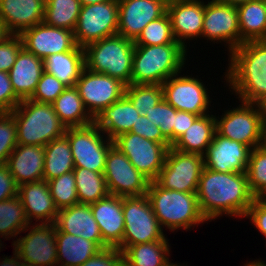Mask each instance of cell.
<instances>
[{
  "mask_svg": "<svg viewBox=\"0 0 266 266\" xmlns=\"http://www.w3.org/2000/svg\"><path fill=\"white\" fill-rule=\"evenodd\" d=\"M44 151L43 180L49 181L74 170L72 151L65 134L45 145Z\"/></svg>",
  "mask_w": 266,
  "mask_h": 266,
  "instance_id": "e575fe53",
  "label": "cell"
},
{
  "mask_svg": "<svg viewBox=\"0 0 266 266\" xmlns=\"http://www.w3.org/2000/svg\"><path fill=\"white\" fill-rule=\"evenodd\" d=\"M118 0L81 7L74 37L78 46L117 34Z\"/></svg>",
  "mask_w": 266,
  "mask_h": 266,
  "instance_id": "9a60e30c",
  "label": "cell"
},
{
  "mask_svg": "<svg viewBox=\"0 0 266 266\" xmlns=\"http://www.w3.org/2000/svg\"><path fill=\"white\" fill-rule=\"evenodd\" d=\"M10 113L16 121L18 144L44 147L63 136L67 128L51 103L24 99Z\"/></svg>",
  "mask_w": 266,
  "mask_h": 266,
  "instance_id": "5b68a950",
  "label": "cell"
},
{
  "mask_svg": "<svg viewBox=\"0 0 266 266\" xmlns=\"http://www.w3.org/2000/svg\"><path fill=\"white\" fill-rule=\"evenodd\" d=\"M10 34L7 32L4 24L2 23V21L0 20V43L6 38L8 37Z\"/></svg>",
  "mask_w": 266,
  "mask_h": 266,
  "instance_id": "6f0895ef",
  "label": "cell"
},
{
  "mask_svg": "<svg viewBox=\"0 0 266 266\" xmlns=\"http://www.w3.org/2000/svg\"><path fill=\"white\" fill-rule=\"evenodd\" d=\"M177 110L162 99L145 116L161 130L163 136L173 144V126H175V115Z\"/></svg>",
  "mask_w": 266,
  "mask_h": 266,
  "instance_id": "7bdbcfd3",
  "label": "cell"
},
{
  "mask_svg": "<svg viewBox=\"0 0 266 266\" xmlns=\"http://www.w3.org/2000/svg\"><path fill=\"white\" fill-rule=\"evenodd\" d=\"M238 101V106L224 109L221 116L215 114L216 133L254 149L261 146L266 126L263 109L260 104Z\"/></svg>",
  "mask_w": 266,
  "mask_h": 266,
  "instance_id": "52a82bcc",
  "label": "cell"
},
{
  "mask_svg": "<svg viewBox=\"0 0 266 266\" xmlns=\"http://www.w3.org/2000/svg\"><path fill=\"white\" fill-rule=\"evenodd\" d=\"M81 2L82 6L89 5V4H97V3H103L108 2L112 0H79Z\"/></svg>",
  "mask_w": 266,
  "mask_h": 266,
  "instance_id": "680465c9",
  "label": "cell"
},
{
  "mask_svg": "<svg viewBox=\"0 0 266 266\" xmlns=\"http://www.w3.org/2000/svg\"><path fill=\"white\" fill-rule=\"evenodd\" d=\"M80 266H124L123 253L118 248L107 247Z\"/></svg>",
  "mask_w": 266,
  "mask_h": 266,
  "instance_id": "7dc6e473",
  "label": "cell"
},
{
  "mask_svg": "<svg viewBox=\"0 0 266 266\" xmlns=\"http://www.w3.org/2000/svg\"><path fill=\"white\" fill-rule=\"evenodd\" d=\"M44 157L42 146L17 144L6 161L17 186L43 180Z\"/></svg>",
  "mask_w": 266,
  "mask_h": 266,
  "instance_id": "484cf974",
  "label": "cell"
},
{
  "mask_svg": "<svg viewBox=\"0 0 266 266\" xmlns=\"http://www.w3.org/2000/svg\"><path fill=\"white\" fill-rule=\"evenodd\" d=\"M75 87L86 110L95 118L125 94L126 85L116 78L84 68Z\"/></svg>",
  "mask_w": 266,
  "mask_h": 266,
  "instance_id": "e0dca14e",
  "label": "cell"
},
{
  "mask_svg": "<svg viewBox=\"0 0 266 266\" xmlns=\"http://www.w3.org/2000/svg\"><path fill=\"white\" fill-rule=\"evenodd\" d=\"M17 144V126L13 115L0 112V165L6 164Z\"/></svg>",
  "mask_w": 266,
  "mask_h": 266,
  "instance_id": "ee69618b",
  "label": "cell"
},
{
  "mask_svg": "<svg viewBox=\"0 0 266 266\" xmlns=\"http://www.w3.org/2000/svg\"><path fill=\"white\" fill-rule=\"evenodd\" d=\"M0 266H29L27 263L22 261L18 254L14 251L12 256L0 257Z\"/></svg>",
  "mask_w": 266,
  "mask_h": 266,
  "instance_id": "db71d44e",
  "label": "cell"
},
{
  "mask_svg": "<svg viewBox=\"0 0 266 266\" xmlns=\"http://www.w3.org/2000/svg\"><path fill=\"white\" fill-rule=\"evenodd\" d=\"M262 109H263V114L266 122V100L261 104Z\"/></svg>",
  "mask_w": 266,
  "mask_h": 266,
  "instance_id": "e7e4bbea",
  "label": "cell"
},
{
  "mask_svg": "<svg viewBox=\"0 0 266 266\" xmlns=\"http://www.w3.org/2000/svg\"><path fill=\"white\" fill-rule=\"evenodd\" d=\"M198 115L177 110L173 126V143L192 125Z\"/></svg>",
  "mask_w": 266,
  "mask_h": 266,
  "instance_id": "f5cc1de1",
  "label": "cell"
},
{
  "mask_svg": "<svg viewBox=\"0 0 266 266\" xmlns=\"http://www.w3.org/2000/svg\"><path fill=\"white\" fill-rule=\"evenodd\" d=\"M47 182L58 211L78 204V195L73 171Z\"/></svg>",
  "mask_w": 266,
  "mask_h": 266,
  "instance_id": "60d3db41",
  "label": "cell"
},
{
  "mask_svg": "<svg viewBox=\"0 0 266 266\" xmlns=\"http://www.w3.org/2000/svg\"><path fill=\"white\" fill-rule=\"evenodd\" d=\"M244 218L249 219L251 225L260 232V235L266 238V204L256 198Z\"/></svg>",
  "mask_w": 266,
  "mask_h": 266,
  "instance_id": "f907efd6",
  "label": "cell"
},
{
  "mask_svg": "<svg viewBox=\"0 0 266 266\" xmlns=\"http://www.w3.org/2000/svg\"><path fill=\"white\" fill-rule=\"evenodd\" d=\"M44 14L45 0H0V20L9 34L43 23Z\"/></svg>",
  "mask_w": 266,
  "mask_h": 266,
  "instance_id": "cb8c5ba5",
  "label": "cell"
},
{
  "mask_svg": "<svg viewBox=\"0 0 266 266\" xmlns=\"http://www.w3.org/2000/svg\"><path fill=\"white\" fill-rule=\"evenodd\" d=\"M178 43L172 32L171 20L167 12L156 20L148 23L134 45H163Z\"/></svg>",
  "mask_w": 266,
  "mask_h": 266,
  "instance_id": "f35d334b",
  "label": "cell"
},
{
  "mask_svg": "<svg viewBox=\"0 0 266 266\" xmlns=\"http://www.w3.org/2000/svg\"><path fill=\"white\" fill-rule=\"evenodd\" d=\"M261 147L266 150V126L263 130V134H262V142H261Z\"/></svg>",
  "mask_w": 266,
  "mask_h": 266,
  "instance_id": "91938a15",
  "label": "cell"
},
{
  "mask_svg": "<svg viewBox=\"0 0 266 266\" xmlns=\"http://www.w3.org/2000/svg\"><path fill=\"white\" fill-rule=\"evenodd\" d=\"M18 195V186L6 164L0 165V202Z\"/></svg>",
  "mask_w": 266,
  "mask_h": 266,
  "instance_id": "816d5d0a",
  "label": "cell"
},
{
  "mask_svg": "<svg viewBox=\"0 0 266 266\" xmlns=\"http://www.w3.org/2000/svg\"><path fill=\"white\" fill-rule=\"evenodd\" d=\"M52 105L60 121L66 127L86 126L94 122V118L86 110L76 87H66Z\"/></svg>",
  "mask_w": 266,
  "mask_h": 266,
  "instance_id": "836d02e7",
  "label": "cell"
},
{
  "mask_svg": "<svg viewBox=\"0 0 266 266\" xmlns=\"http://www.w3.org/2000/svg\"><path fill=\"white\" fill-rule=\"evenodd\" d=\"M251 148L215 133L203 155L204 167L215 172H247Z\"/></svg>",
  "mask_w": 266,
  "mask_h": 266,
  "instance_id": "ffe728a7",
  "label": "cell"
},
{
  "mask_svg": "<svg viewBox=\"0 0 266 266\" xmlns=\"http://www.w3.org/2000/svg\"><path fill=\"white\" fill-rule=\"evenodd\" d=\"M202 40L210 44L219 43L227 48V53L241 45V33L237 6L218 2L205 1Z\"/></svg>",
  "mask_w": 266,
  "mask_h": 266,
  "instance_id": "5bb4252c",
  "label": "cell"
},
{
  "mask_svg": "<svg viewBox=\"0 0 266 266\" xmlns=\"http://www.w3.org/2000/svg\"><path fill=\"white\" fill-rule=\"evenodd\" d=\"M134 41L115 34L83 47L85 68L131 84Z\"/></svg>",
  "mask_w": 266,
  "mask_h": 266,
  "instance_id": "8992f818",
  "label": "cell"
},
{
  "mask_svg": "<svg viewBox=\"0 0 266 266\" xmlns=\"http://www.w3.org/2000/svg\"><path fill=\"white\" fill-rule=\"evenodd\" d=\"M65 135L75 167L104 172L106 156L114 143L94 122L86 126L67 127Z\"/></svg>",
  "mask_w": 266,
  "mask_h": 266,
  "instance_id": "9c48e42d",
  "label": "cell"
},
{
  "mask_svg": "<svg viewBox=\"0 0 266 266\" xmlns=\"http://www.w3.org/2000/svg\"><path fill=\"white\" fill-rule=\"evenodd\" d=\"M204 12V0L174 2L167 5L175 40L186 50H189L192 40L194 42L202 38Z\"/></svg>",
  "mask_w": 266,
  "mask_h": 266,
  "instance_id": "44dd1931",
  "label": "cell"
},
{
  "mask_svg": "<svg viewBox=\"0 0 266 266\" xmlns=\"http://www.w3.org/2000/svg\"><path fill=\"white\" fill-rule=\"evenodd\" d=\"M24 213L29 224L55 223L58 209L55 206L48 182L40 180L18 186Z\"/></svg>",
  "mask_w": 266,
  "mask_h": 266,
  "instance_id": "603a6c76",
  "label": "cell"
},
{
  "mask_svg": "<svg viewBox=\"0 0 266 266\" xmlns=\"http://www.w3.org/2000/svg\"><path fill=\"white\" fill-rule=\"evenodd\" d=\"M188 52L180 43L135 45L131 84L162 85L185 71Z\"/></svg>",
  "mask_w": 266,
  "mask_h": 266,
  "instance_id": "3957f363",
  "label": "cell"
},
{
  "mask_svg": "<svg viewBox=\"0 0 266 266\" xmlns=\"http://www.w3.org/2000/svg\"><path fill=\"white\" fill-rule=\"evenodd\" d=\"M57 266H80L102 248L81 236L60 232L56 228Z\"/></svg>",
  "mask_w": 266,
  "mask_h": 266,
  "instance_id": "4dcf8cb0",
  "label": "cell"
},
{
  "mask_svg": "<svg viewBox=\"0 0 266 266\" xmlns=\"http://www.w3.org/2000/svg\"><path fill=\"white\" fill-rule=\"evenodd\" d=\"M81 7L79 0H45L44 23L74 31Z\"/></svg>",
  "mask_w": 266,
  "mask_h": 266,
  "instance_id": "8d00e7d4",
  "label": "cell"
},
{
  "mask_svg": "<svg viewBox=\"0 0 266 266\" xmlns=\"http://www.w3.org/2000/svg\"><path fill=\"white\" fill-rule=\"evenodd\" d=\"M241 45L266 40V0H252L237 6Z\"/></svg>",
  "mask_w": 266,
  "mask_h": 266,
  "instance_id": "d6a6232c",
  "label": "cell"
},
{
  "mask_svg": "<svg viewBox=\"0 0 266 266\" xmlns=\"http://www.w3.org/2000/svg\"><path fill=\"white\" fill-rule=\"evenodd\" d=\"M216 133L215 115L198 116L192 125L172 144L182 152L204 155Z\"/></svg>",
  "mask_w": 266,
  "mask_h": 266,
  "instance_id": "f1b7e54d",
  "label": "cell"
},
{
  "mask_svg": "<svg viewBox=\"0 0 266 266\" xmlns=\"http://www.w3.org/2000/svg\"><path fill=\"white\" fill-rule=\"evenodd\" d=\"M78 195V203L92 204L109 194L103 172H94L75 167L73 170Z\"/></svg>",
  "mask_w": 266,
  "mask_h": 266,
  "instance_id": "d590c367",
  "label": "cell"
},
{
  "mask_svg": "<svg viewBox=\"0 0 266 266\" xmlns=\"http://www.w3.org/2000/svg\"><path fill=\"white\" fill-rule=\"evenodd\" d=\"M167 5L174 2L192 1V0H163Z\"/></svg>",
  "mask_w": 266,
  "mask_h": 266,
  "instance_id": "6125c7cd",
  "label": "cell"
},
{
  "mask_svg": "<svg viewBox=\"0 0 266 266\" xmlns=\"http://www.w3.org/2000/svg\"><path fill=\"white\" fill-rule=\"evenodd\" d=\"M43 61L45 72L56 77L66 87H75L85 68L84 49L77 46L74 50L50 55Z\"/></svg>",
  "mask_w": 266,
  "mask_h": 266,
  "instance_id": "f546056e",
  "label": "cell"
},
{
  "mask_svg": "<svg viewBox=\"0 0 266 266\" xmlns=\"http://www.w3.org/2000/svg\"><path fill=\"white\" fill-rule=\"evenodd\" d=\"M139 115L140 112L124 94L118 101L98 113L94 123L113 141L119 135L130 132Z\"/></svg>",
  "mask_w": 266,
  "mask_h": 266,
  "instance_id": "83f0119b",
  "label": "cell"
},
{
  "mask_svg": "<svg viewBox=\"0 0 266 266\" xmlns=\"http://www.w3.org/2000/svg\"><path fill=\"white\" fill-rule=\"evenodd\" d=\"M60 232L81 236L97 243L102 249L108 246L103 242L99 226L89 204H75L59 210L55 221Z\"/></svg>",
  "mask_w": 266,
  "mask_h": 266,
  "instance_id": "d4e9b609",
  "label": "cell"
},
{
  "mask_svg": "<svg viewBox=\"0 0 266 266\" xmlns=\"http://www.w3.org/2000/svg\"><path fill=\"white\" fill-rule=\"evenodd\" d=\"M199 209L208 222L222 216L244 218L256 197L246 172H215L203 168L196 192Z\"/></svg>",
  "mask_w": 266,
  "mask_h": 266,
  "instance_id": "6da1fadb",
  "label": "cell"
},
{
  "mask_svg": "<svg viewBox=\"0 0 266 266\" xmlns=\"http://www.w3.org/2000/svg\"><path fill=\"white\" fill-rule=\"evenodd\" d=\"M116 146L131 164L150 181H155L164 166L168 149L172 145H163L138 134L127 132L113 140Z\"/></svg>",
  "mask_w": 266,
  "mask_h": 266,
  "instance_id": "4fadbf2b",
  "label": "cell"
},
{
  "mask_svg": "<svg viewBox=\"0 0 266 266\" xmlns=\"http://www.w3.org/2000/svg\"><path fill=\"white\" fill-rule=\"evenodd\" d=\"M147 196L163 230L188 231L208 222L199 209L196 192L167 190L156 181H150Z\"/></svg>",
  "mask_w": 266,
  "mask_h": 266,
  "instance_id": "277c9868",
  "label": "cell"
},
{
  "mask_svg": "<svg viewBox=\"0 0 266 266\" xmlns=\"http://www.w3.org/2000/svg\"><path fill=\"white\" fill-rule=\"evenodd\" d=\"M2 241L0 240V251H1V249L3 248V246H4V241L1 243ZM3 244V245H2Z\"/></svg>",
  "mask_w": 266,
  "mask_h": 266,
  "instance_id": "03108f58",
  "label": "cell"
},
{
  "mask_svg": "<svg viewBox=\"0 0 266 266\" xmlns=\"http://www.w3.org/2000/svg\"><path fill=\"white\" fill-rule=\"evenodd\" d=\"M22 100L15 94L9 74L0 71V112H11Z\"/></svg>",
  "mask_w": 266,
  "mask_h": 266,
  "instance_id": "681fc988",
  "label": "cell"
},
{
  "mask_svg": "<svg viewBox=\"0 0 266 266\" xmlns=\"http://www.w3.org/2000/svg\"><path fill=\"white\" fill-rule=\"evenodd\" d=\"M227 55L221 79L228 91L240 101L261 105L266 100V40L244 42Z\"/></svg>",
  "mask_w": 266,
  "mask_h": 266,
  "instance_id": "7a4b0ae2",
  "label": "cell"
},
{
  "mask_svg": "<svg viewBox=\"0 0 266 266\" xmlns=\"http://www.w3.org/2000/svg\"><path fill=\"white\" fill-rule=\"evenodd\" d=\"M166 12L163 0H118L117 34L135 41L148 23Z\"/></svg>",
  "mask_w": 266,
  "mask_h": 266,
  "instance_id": "ac0fdd59",
  "label": "cell"
},
{
  "mask_svg": "<svg viewBox=\"0 0 266 266\" xmlns=\"http://www.w3.org/2000/svg\"><path fill=\"white\" fill-rule=\"evenodd\" d=\"M22 232L28 233L12 242L13 251L22 261L29 266L58 265L55 223H32Z\"/></svg>",
  "mask_w": 266,
  "mask_h": 266,
  "instance_id": "8fae6325",
  "label": "cell"
},
{
  "mask_svg": "<svg viewBox=\"0 0 266 266\" xmlns=\"http://www.w3.org/2000/svg\"><path fill=\"white\" fill-rule=\"evenodd\" d=\"M166 266H188V265L184 264V262L180 264V263H173L172 261H170Z\"/></svg>",
  "mask_w": 266,
  "mask_h": 266,
  "instance_id": "be15d7a7",
  "label": "cell"
},
{
  "mask_svg": "<svg viewBox=\"0 0 266 266\" xmlns=\"http://www.w3.org/2000/svg\"><path fill=\"white\" fill-rule=\"evenodd\" d=\"M28 225L29 222L18 195L0 202V240L17 238Z\"/></svg>",
  "mask_w": 266,
  "mask_h": 266,
  "instance_id": "74e56055",
  "label": "cell"
},
{
  "mask_svg": "<svg viewBox=\"0 0 266 266\" xmlns=\"http://www.w3.org/2000/svg\"><path fill=\"white\" fill-rule=\"evenodd\" d=\"M203 168L202 155L182 152L171 146L168 149L164 166L155 181L167 190L197 192Z\"/></svg>",
  "mask_w": 266,
  "mask_h": 266,
  "instance_id": "7c38bea8",
  "label": "cell"
},
{
  "mask_svg": "<svg viewBox=\"0 0 266 266\" xmlns=\"http://www.w3.org/2000/svg\"><path fill=\"white\" fill-rule=\"evenodd\" d=\"M104 177L109 194L120 197L147 194L150 180L139 172L116 146L106 156Z\"/></svg>",
  "mask_w": 266,
  "mask_h": 266,
  "instance_id": "2e32d148",
  "label": "cell"
},
{
  "mask_svg": "<svg viewBox=\"0 0 266 266\" xmlns=\"http://www.w3.org/2000/svg\"><path fill=\"white\" fill-rule=\"evenodd\" d=\"M130 132L163 145H171L158 126L152 123L145 115H139L136 124H133Z\"/></svg>",
  "mask_w": 266,
  "mask_h": 266,
  "instance_id": "c3c4849f",
  "label": "cell"
},
{
  "mask_svg": "<svg viewBox=\"0 0 266 266\" xmlns=\"http://www.w3.org/2000/svg\"><path fill=\"white\" fill-rule=\"evenodd\" d=\"M169 239L122 246L124 266H166L171 260Z\"/></svg>",
  "mask_w": 266,
  "mask_h": 266,
  "instance_id": "1f68e13d",
  "label": "cell"
},
{
  "mask_svg": "<svg viewBox=\"0 0 266 266\" xmlns=\"http://www.w3.org/2000/svg\"><path fill=\"white\" fill-rule=\"evenodd\" d=\"M20 37L23 47L42 60L55 53L74 50L78 46L73 31L47 26L44 22L24 30Z\"/></svg>",
  "mask_w": 266,
  "mask_h": 266,
  "instance_id": "d6986e66",
  "label": "cell"
},
{
  "mask_svg": "<svg viewBox=\"0 0 266 266\" xmlns=\"http://www.w3.org/2000/svg\"><path fill=\"white\" fill-rule=\"evenodd\" d=\"M246 173L249 189L257 198L266 188V150L261 146L251 150Z\"/></svg>",
  "mask_w": 266,
  "mask_h": 266,
  "instance_id": "b9f144b4",
  "label": "cell"
},
{
  "mask_svg": "<svg viewBox=\"0 0 266 266\" xmlns=\"http://www.w3.org/2000/svg\"><path fill=\"white\" fill-rule=\"evenodd\" d=\"M216 1L229 4V5H233V6H238L240 4L247 3L252 0H216Z\"/></svg>",
  "mask_w": 266,
  "mask_h": 266,
  "instance_id": "11a10c76",
  "label": "cell"
},
{
  "mask_svg": "<svg viewBox=\"0 0 266 266\" xmlns=\"http://www.w3.org/2000/svg\"><path fill=\"white\" fill-rule=\"evenodd\" d=\"M190 75L184 73L182 75L181 72L168 78L162 84L163 99L176 110L198 116L213 113L211 109L213 98L210 96V90L198 75L195 77L192 73Z\"/></svg>",
  "mask_w": 266,
  "mask_h": 266,
  "instance_id": "30bf717a",
  "label": "cell"
},
{
  "mask_svg": "<svg viewBox=\"0 0 266 266\" xmlns=\"http://www.w3.org/2000/svg\"><path fill=\"white\" fill-rule=\"evenodd\" d=\"M244 266H266V262L262 260V258H259L257 260L247 262Z\"/></svg>",
  "mask_w": 266,
  "mask_h": 266,
  "instance_id": "9f6ffc18",
  "label": "cell"
},
{
  "mask_svg": "<svg viewBox=\"0 0 266 266\" xmlns=\"http://www.w3.org/2000/svg\"><path fill=\"white\" fill-rule=\"evenodd\" d=\"M44 72V61L22 47L9 70V78L15 94L21 99H30Z\"/></svg>",
  "mask_w": 266,
  "mask_h": 266,
  "instance_id": "4316f807",
  "label": "cell"
},
{
  "mask_svg": "<svg viewBox=\"0 0 266 266\" xmlns=\"http://www.w3.org/2000/svg\"><path fill=\"white\" fill-rule=\"evenodd\" d=\"M65 89L66 86L61 81L44 71L30 99L35 102L52 104Z\"/></svg>",
  "mask_w": 266,
  "mask_h": 266,
  "instance_id": "f6af8a7d",
  "label": "cell"
},
{
  "mask_svg": "<svg viewBox=\"0 0 266 266\" xmlns=\"http://www.w3.org/2000/svg\"><path fill=\"white\" fill-rule=\"evenodd\" d=\"M125 95L133 106L145 115L163 99L162 85L130 84L125 88Z\"/></svg>",
  "mask_w": 266,
  "mask_h": 266,
  "instance_id": "ab89813d",
  "label": "cell"
},
{
  "mask_svg": "<svg viewBox=\"0 0 266 266\" xmlns=\"http://www.w3.org/2000/svg\"><path fill=\"white\" fill-rule=\"evenodd\" d=\"M123 215L125 229L122 246L168 239L153 212L147 194L123 197Z\"/></svg>",
  "mask_w": 266,
  "mask_h": 266,
  "instance_id": "ba28073f",
  "label": "cell"
},
{
  "mask_svg": "<svg viewBox=\"0 0 266 266\" xmlns=\"http://www.w3.org/2000/svg\"><path fill=\"white\" fill-rule=\"evenodd\" d=\"M22 47L20 35L10 34L0 43V71L9 72Z\"/></svg>",
  "mask_w": 266,
  "mask_h": 266,
  "instance_id": "bcb514c9",
  "label": "cell"
},
{
  "mask_svg": "<svg viewBox=\"0 0 266 266\" xmlns=\"http://www.w3.org/2000/svg\"><path fill=\"white\" fill-rule=\"evenodd\" d=\"M92 214L99 226L103 242L108 247L122 248L124 235L123 197L108 194L90 204Z\"/></svg>",
  "mask_w": 266,
  "mask_h": 266,
  "instance_id": "7402d4cb",
  "label": "cell"
},
{
  "mask_svg": "<svg viewBox=\"0 0 266 266\" xmlns=\"http://www.w3.org/2000/svg\"><path fill=\"white\" fill-rule=\"evenodd\" d=\"M257 199L260 201V202H262V203H264V204H266V188H265V190L257 197Z\"/></svg>",
  "mask_w": 266,
  "mask_h": 266,
  "instance_id": "94428289",
  "label": "cell"
}]
</instances>
